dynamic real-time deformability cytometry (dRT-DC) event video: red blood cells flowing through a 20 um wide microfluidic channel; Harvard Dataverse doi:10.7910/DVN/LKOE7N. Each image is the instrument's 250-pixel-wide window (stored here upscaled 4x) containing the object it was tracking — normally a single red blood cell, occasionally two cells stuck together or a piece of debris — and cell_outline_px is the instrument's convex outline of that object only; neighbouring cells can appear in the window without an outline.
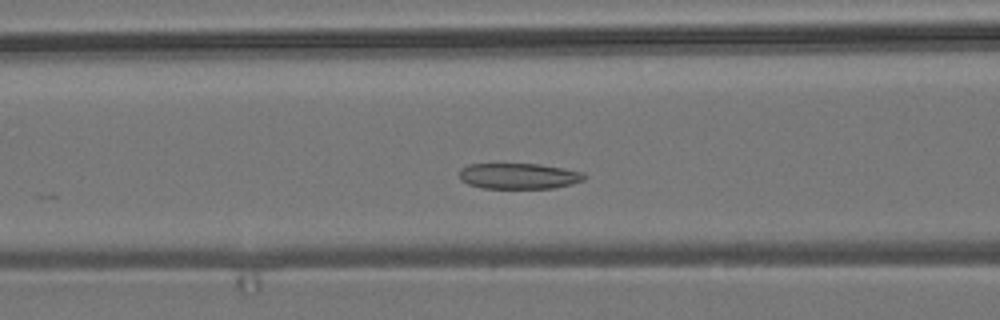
{"species": "common noctule bat (a hibernating species)", "species_latin": "Nyctalus noctula", "temperature_condition": "room temperature", "stored_images_in_passage": 20, "camera_frame_rate_fps": 3000, "um_per_image_px": 0.085, "animal": {"sex": "male", "body_mass_g": 19.2, "forearm_length_mm": 51.8}, "frame": {"image": 1, "passage_image": 16, "time_ms": 5.0, "image_size_px": [1000, 320], "cell_outline_px": [[588, 176], [584, 180], [572, 184], [556, 188], [484, 188], [468, 184], [460, 180], [460, 168], [468, 164], [540, 164], [564, 168], [584, 172]], "centroid_in_image_um": [44.14, 14.96], "position_along_channel_um": 122.5, "area_um2": 18.96}}
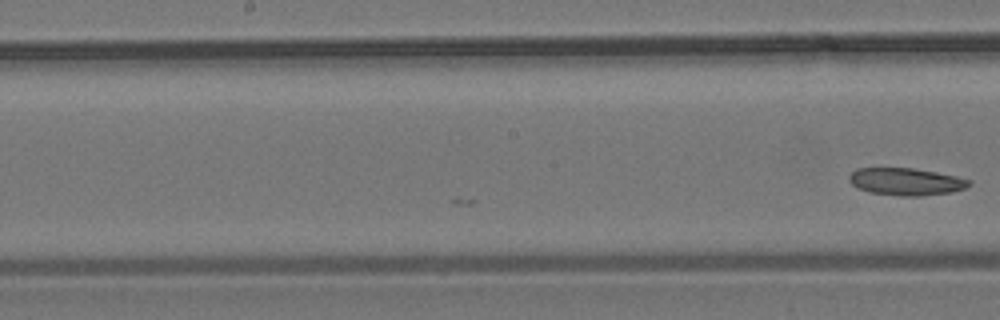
{"frame": {"image": 2, "passage_image": 20, "time_ms": 6.333, "image_size_px": [1000, 320], "cell_outline_px": [[972, 184], [964, 188], [952, 192], [920, 196], [900, 196], [868, 192], [852, 184], [848, 180], [848, 176], [856, 168], [912, 168], [936, 172], [956, 176], [972, 180]], "centroid_in_image_um": [77.02, 15.44], "position_along_channel_um": 171.2, "area_um2": 19.13}}